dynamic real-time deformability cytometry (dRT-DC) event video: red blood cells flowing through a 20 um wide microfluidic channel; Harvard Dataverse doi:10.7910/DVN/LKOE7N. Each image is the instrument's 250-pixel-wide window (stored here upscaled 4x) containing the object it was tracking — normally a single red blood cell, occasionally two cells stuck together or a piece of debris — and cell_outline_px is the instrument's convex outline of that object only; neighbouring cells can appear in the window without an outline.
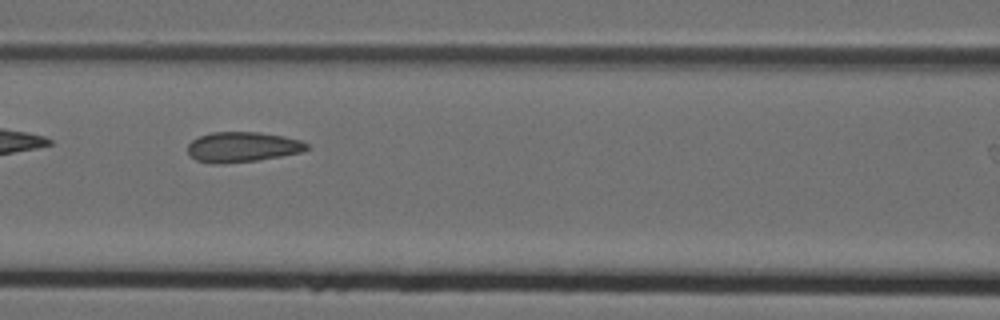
{"species": "Egyptian fruit bat (a non-hibernating species)", "species_latin": "Rousettus aegyptiacus", "temperature_condition": "cold", "stored_images_in_passage": 6, "camera_frame_rate_fps": 3000, "um_per_image_px": 0.085, "animal": {"sex": "female"}, "frame": {"image": 1, "passage_image": 5, "time_ms": 1.333, "image_size_px": [1000, 320], "cell_outline_px": [[312, 148], [304, 152], [256, 160], [220, 164], [212, 164], [196, 160], [188, 152], [188, 144], [192, 140], [200, 136], [212, 132], [260, 132], [284, 136], [300, 140], [308, 144]], "centroid_in_image_um": [20.64, 12.49], "position_along_channel_um": 146.0, "area_um2": 21.04}}